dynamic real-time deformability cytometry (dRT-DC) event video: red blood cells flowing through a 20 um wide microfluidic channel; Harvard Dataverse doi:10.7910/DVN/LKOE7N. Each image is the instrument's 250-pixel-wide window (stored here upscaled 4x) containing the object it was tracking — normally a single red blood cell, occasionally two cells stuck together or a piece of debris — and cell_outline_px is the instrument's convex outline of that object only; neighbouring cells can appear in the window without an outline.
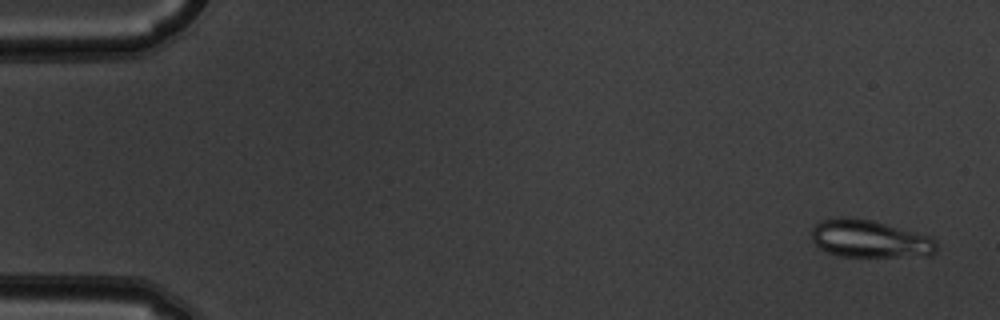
{"species": "common noctule bat (a hibernating species)", "species_latin": "Nyctalus noctula", "temperature_condition": "warm", "stored_images_in_passage": 54, "camera_frame_rate_fps": 3000, "um_per_image_px": 0.085, "animal": {"sex": "male", "body_mass_g": 19.5, "forearm_length_mm": 54.6}, "frame": {"image": 1, "passage_image": 3, "time_ms": 0.667, "image_size_px": [1000, 320], "cell_outline_px": [[936, 252], [932, 256], [840, 256], [828, 252], [820, 248], [812, 240], [812, 228], [820, 220], [840, 216], [844, 216], [872, 220], [932, 236], [936, 240]], "centroid_in_image_um": [73.95, 20.29], "position_along_channel_um": 11.1, "area_um2": 27.57}}
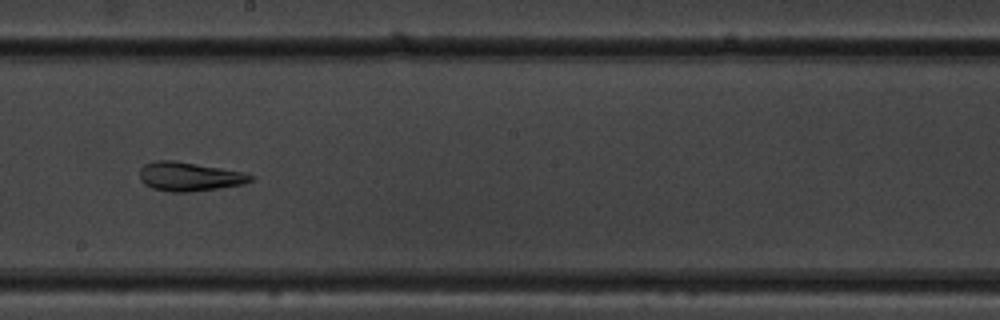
{"frame": {"image": 2, "passage_image": 31, "time_ms": 10.0, "image_size_px": [1000, 320], "cell_outline_px": [[256, 176], [252, 180], [244, 184], [188, 192], [168, 192], [152, 188], [144, 184], [140, 180], [140, 168], [144, 164], [152, 160], [172, 160], [244, 172]], "centroid_in_image_um": [16.06, 15.0], "position_along_channel_um": 232.1, "area_um2": 18.73}}
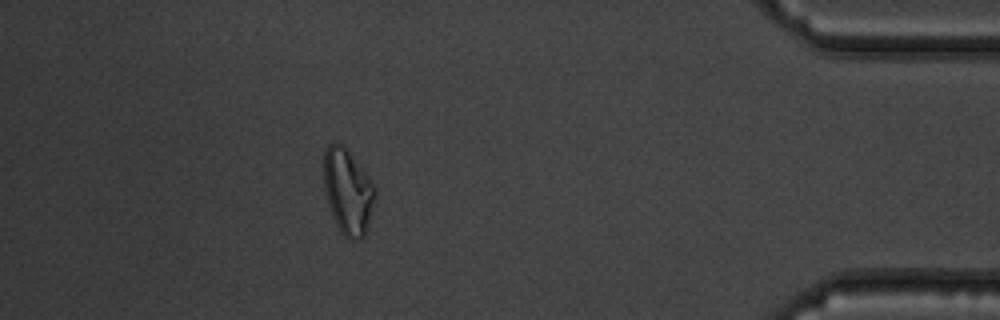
{"frame": {"image": 3, "passage_image": 48, "time_ms": 15.667, "image_size_px": [1000, 320], "cell_outline_px": [[376, 196], [364, 236], [360, 240], [348, 240], [340, 232], [332, 216], [324, 192], [324, 152], [328, 144], [332, 140], [336, 140], [344, 144], [368, 176], [376, 188]], "centroid_in_image_um": [29.55, 16.25], "position_along_channel_um": 405.7, "area_um2": 25.89}, "authors_computed_cell_mechanics": {"area_um2": 24.7673, "velocity_mm_per_s": 3.845, "shape_relaxation_time_tau1_ms": null, "shape_relaxation_time_tau2_ms": 4.8694, "deformation_change_tau1": null, "deformation_change_tau2": 0.1464}}